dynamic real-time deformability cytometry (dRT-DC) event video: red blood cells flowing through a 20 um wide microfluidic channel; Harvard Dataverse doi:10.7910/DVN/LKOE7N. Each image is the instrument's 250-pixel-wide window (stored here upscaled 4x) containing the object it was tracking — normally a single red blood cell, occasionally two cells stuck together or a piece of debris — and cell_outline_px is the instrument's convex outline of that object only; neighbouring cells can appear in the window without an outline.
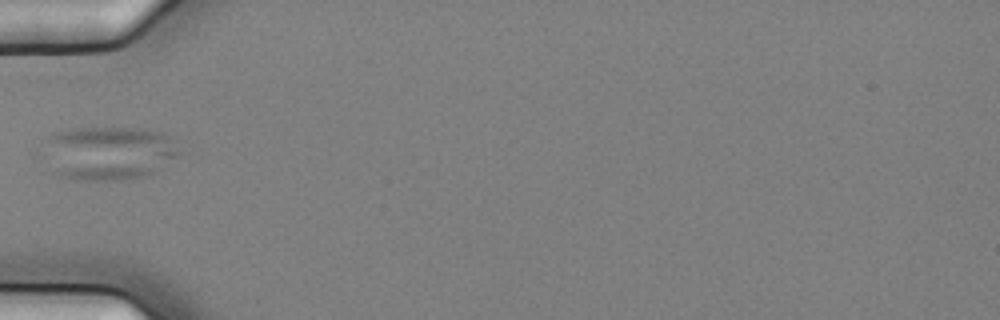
{"species": "common noctule bat (a hibernating species)", "species_latin": "Nyctalus noctula", "temperature_condition": "cold", "stored_images_in_passage": 15, "camera_frame_rate_fps": 3000, "um_per_image_px": 0.085, "animal": {"sex": "female", "body_mass_g": 25.1}, "frame": {"image": 1, "passage_image": 5, "time_ms": 1.333, "image_size_px": [1000, 320], "cell_outline_px": [[180, 152], [176, 156], [152, 172], [140, 176], [120, 180], [80, 180], [56, 176], [32, 156], [28, 152], [52, 132], [80, 128], [132, 128], [160, 132]], "centroid_in_image_um": [8.81, 13.01], "position_along_channel_um": 76.2, "area_um2": 43.99}}
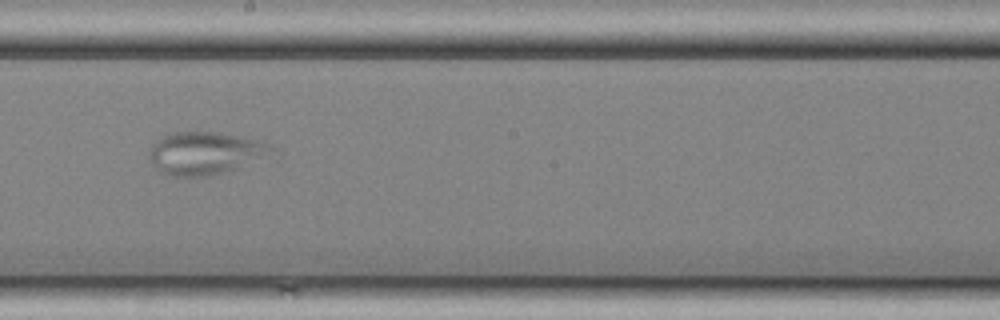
{"frame": {"image": 2, "passage_image": 9, "time_ms": 2.667, "image_size_px": [1000, 320], "cell_outline_px": [[276, 160], [208, 176], [168, 176], [160, 172], [152, 164], [152, 144], [156, 140], [172, 132], [216, 132], [244, 136], [272, 144], [276, 148]], "centroid_in_image_um": [17.69, 13.04], "position_along_channel_um": 230.5, "area_um2": 31.73}}
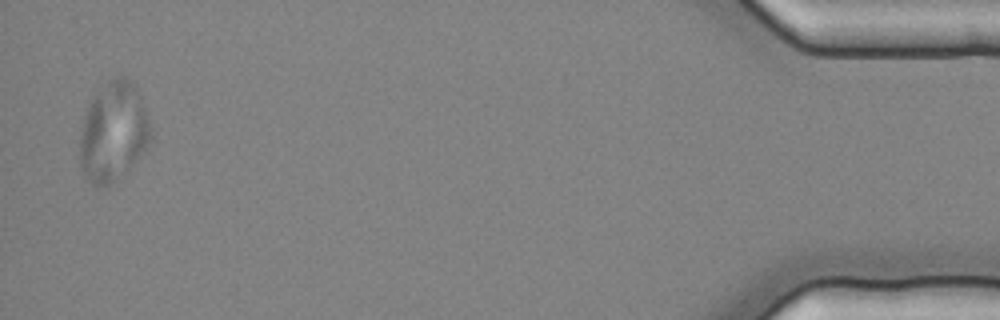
{"frame": {"image": 3, "passage_image": 15, "time_ms": 4.667, "image_size_px": [1000, 320], "cell_outline_px": [[152, 140], [132, 164], [128, 168], [108, 184], [92, 184], [84, 176], [80, 168], [80, 132], [84, 116], [88, 104], [92, 96], [108, 80], [116, 76], [124, 76], [132, 80], [140, 96], [148, 120], [152, 136]], "centroid_in_image_um": [9.61, 11.15], "position_along_channel_um": 425.6, "area_um2": 40.58}}